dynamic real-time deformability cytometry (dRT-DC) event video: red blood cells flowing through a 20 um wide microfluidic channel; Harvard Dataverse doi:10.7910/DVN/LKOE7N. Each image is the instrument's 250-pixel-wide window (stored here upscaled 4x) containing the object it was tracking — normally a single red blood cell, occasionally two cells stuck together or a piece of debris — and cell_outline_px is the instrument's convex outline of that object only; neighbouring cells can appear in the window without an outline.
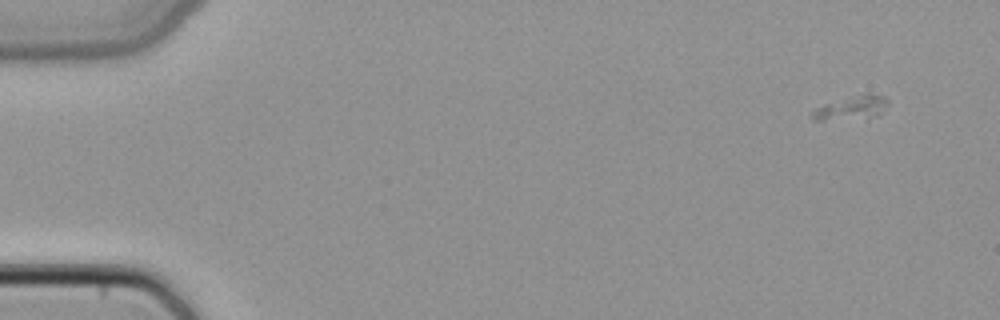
{"species": "common noctule bat (a hibernating species)", "species_latin": "Nyctalus noctula", "temperature_condition": "cold", "stored_images_in_passage": 47, "segment_of_instrument_passage": [1, 2], "camera_frame_rate_fps": 3000, "um_per_image_px": 0.085, "animal": {"sex": "female", "body_mass_g": 22.7, "forearm_length_mm": 54.2}, "frame": {"image": 1, "passage_image": 4, "time_ms": 1.0, "image_size_px": [1000, 320], "cell_outline_px": [[888, 104], [876, 116], [820, 120], [812, 120], [812, 112], [816, 108], [824, 104], [868, 92], [884, 96], [888, 100]], "centroid_in_image_um": [72.4, 9.13], "position_along_channel_um": 12.6, "area_um2": 10.06}}